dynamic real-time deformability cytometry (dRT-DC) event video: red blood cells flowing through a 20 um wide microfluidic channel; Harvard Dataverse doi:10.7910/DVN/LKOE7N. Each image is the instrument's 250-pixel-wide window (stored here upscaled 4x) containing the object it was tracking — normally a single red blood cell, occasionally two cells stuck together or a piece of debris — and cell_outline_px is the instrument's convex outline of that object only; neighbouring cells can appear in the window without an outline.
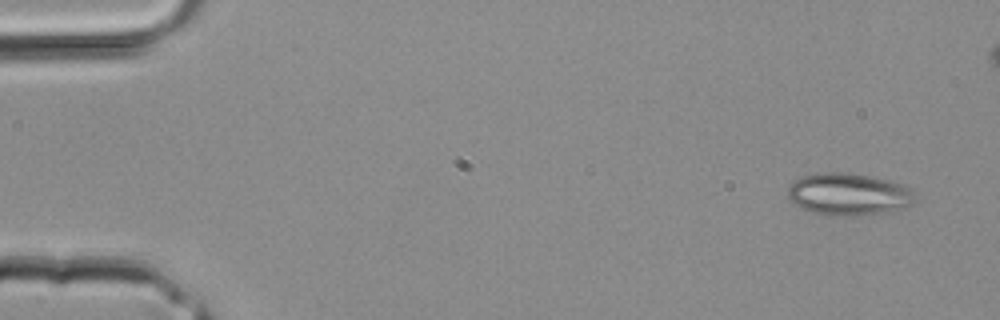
{"species": "common noctule bat (a hibernating species)", "species_latin": "Nyctalus noctula", "temperature_condition": "room temperature", "stored_images_in_passage": 6, "camera_frame_rate_fps": 3000, "um_per_image_px": 0.085, "animal": {"sex": "male", "body_mass_g": 20.4}, "frame": {"image": 1, "passage_image": 1, "time_ms": 0.0, "image_size_px": [1000, 320], "cell_outline_px": [[916, 200], [912, 204], [904, 208], [868, 216], [848, 216], [816, 212], [804, 208], [788, 200], [788, 184], [800, 176], [824, 172], [844, 172], [868, 176], [888, 180], [904, 184], [912, 192]], "centroid_in_image_um": [72.14, 16.5], "position_along_channel_um": 12.9, "area_um2": 31.27}}
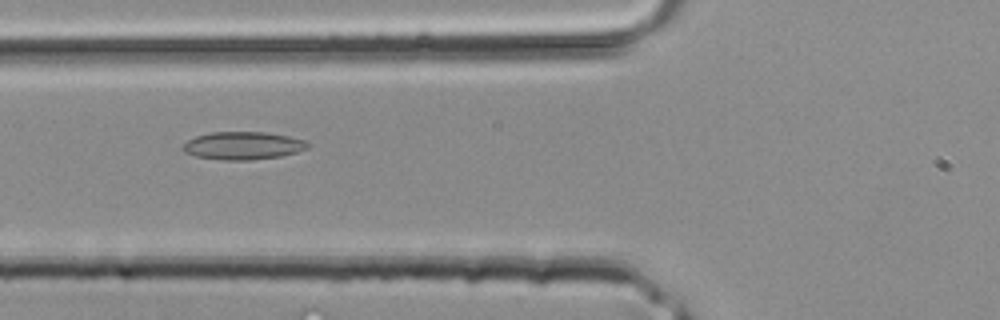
{"frame": {"image": 2, "passage_image": 6, "time_ms": 1.667, "image_size_px": [1000, 320], "cell_outline_px": [[312, 144], [308, 148], [296, 152], [280, 156], [252, 160], [224, 160], [196, 156], [184, 152], [184, 144], [188, 140], [196, 136], [212, 132], [264, 132], [288, 136], [304, 140]], "centroid_in_image_um": [20.68, 12.38], "position_along_channel_um": 105.1, "area_um2": 20.11}}